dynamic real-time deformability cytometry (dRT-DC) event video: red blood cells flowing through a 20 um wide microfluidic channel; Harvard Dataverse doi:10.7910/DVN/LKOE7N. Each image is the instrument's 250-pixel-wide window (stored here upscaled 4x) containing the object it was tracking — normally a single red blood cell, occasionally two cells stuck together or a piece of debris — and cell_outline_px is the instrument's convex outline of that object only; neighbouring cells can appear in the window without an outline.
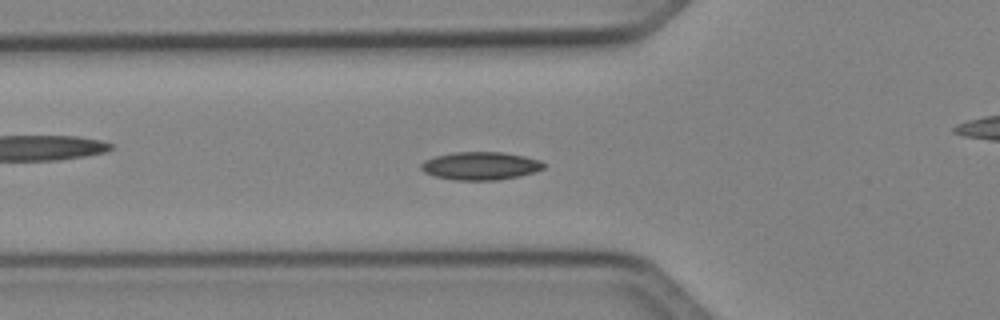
{"species": "Egyptian fruit bat (a non-hibernating species)", "species_latin": "Rousettus aegyptiacus", "temperature_condition": "cold", "stored_images_in_passage": 51, "camera_frame_rate_fps": 3000, "um_per_image_px": 0.085, "animal": {"sex": "female"}, "frame": {"image": 1, "passage_image": 18, "time_ms": 5.667, "image_size_px": [1000, 320], "cell_outline_px": [[544, 168], [536, 172], [520, 176], [496, 180], [456, 180], [436, 176], [424, 172], [420, 168], [420, 164], [424, 160], [436, 156], [456, 152], [500, 152], [524, 156], [540, 160], [544, 164]], "centroid_in_image_um": [40.85, 14.1], "position_along_channel_um": 85.0, "area_um2": 19.94}}
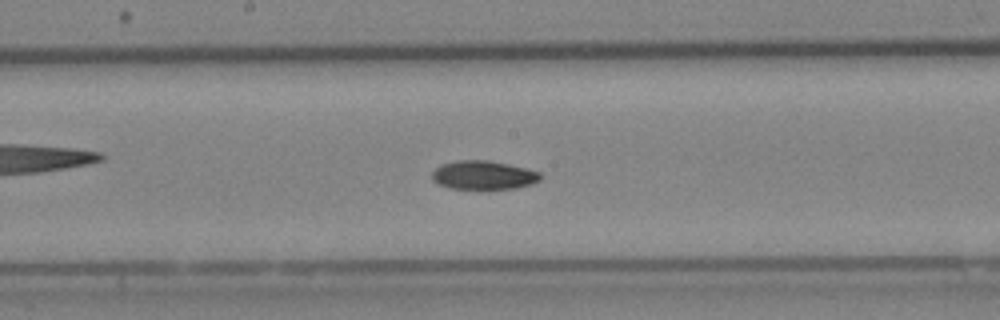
{"frame": {"image": 2, "passage_image": 27, "time_ms": 8.667, "image_size_px": [1000, 320], "cell_outline_px": [[544, 176], [540, 180], [532, 184], [516, 188], [448, 188], [432, 180], [432, 172], [440, 164], [456, 160], [488, 160], [508, 164], [540, 172]], "centroid_in_image_um": [41.1, 14.87], "position_along_channel_um": 207.1, "area_um2": 18.09}}
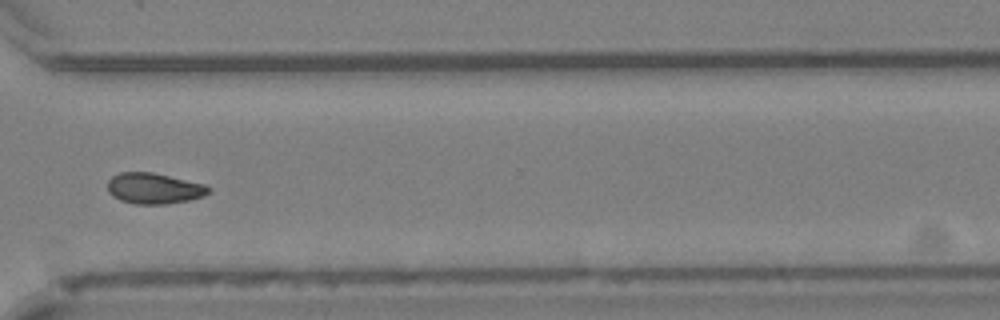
{"frame": {"image": 3, "passage_image": 38, "time_ms": 12.333, "image_size_px": [1000, 320], "cell_outline_px": [[212, 188], [204, 196], [188, 200], [168, 204], [136, 204], [120, 200], [112, 196], [108, 192], [108, 180], [112, 176], [120, 172], [152, 172], [204, 184]], "centroid_in_image_um": [13.07, 16.01], "position_along_channel_um": 357.5, "area_um2": 18.15}, "authors_computed_cell_mechanics": {"area_um2": 17.9758, "velocity_mm_per_s": 4.0774, "shape_relaxation_time_tau1_ms": 8.2099, "shape_relaxation_time_tau2_ms": null, "deformation_change_tau1": 0.1249, "deformation_change_tau2": null}}